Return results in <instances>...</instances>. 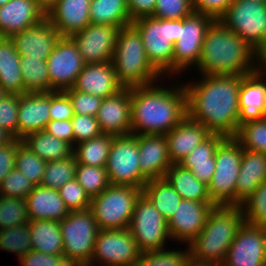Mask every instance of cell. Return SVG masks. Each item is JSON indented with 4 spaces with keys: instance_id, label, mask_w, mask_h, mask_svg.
Returning <instances> with one entry per match:
<instances>
[{
    "instance_id": "obj_48",
    "label": "cell",
    "mask_w": 266,
    "mask_h": 266,
    "mask_svg": "<svg viewBox=\"0 0 266 266\" xmlns=\"http://www.w3.org/2000/svg\"><path fill=\"white\" fill-rule=\"evenodd\" d=\"M58 191L69 211L90 209L91 198L76 179L68 181Z\"/></svg>"
},
{
    "instance_id": "obj_59",
    "label": "cell",
    "mask_w": 266,
    "mask_h": 266,
    "mask_svg": "<svg viewBox=\"0 0 266 266\" xmlns=\"http://www.w3.org/2000/svg\"><path fill=\"white\" fill-rule=\"evenodd\" d=\"M190 171L199 181L208 185L215 172V159H211V163L193 164Z\"/></svg>"
},
{
    "instance_id": "obj_16",
    "label": "cell",
    "mask_w": 266,
    "mask_h": 266,
    "mask_svg": "<svg viewBox=\"0 0 266 266\" xmlns=\"http://www.w3.org/2000/svg\"><path fill=\"white\" fill-rule=\"evenodd\" d=\"M120 28L103 24H89L70 38L77 45L85 64L112 61Z\"/></svg>"
},
{
    "instance_id": "obj_37",
    "label": "cell",
    "mask_w": 266,
    "mask_h": 266,
    "mask_svg": "<svg viewBox=\"0 0 266 266\" xmlns=\"http://www.w3.org/2000/svg\"><path fill=\"white\" fill-rule=\"evenodd\" d=\"M20 70L26 93L51 91L46 60L20 56Z\"/></svg>"
},
{
    "instance_id": "obj_26",
    "label": "cell",
    "mask_w": 266,
    "mask_h": 266,
    "mask_svg": "<svg viewBox=\"0 0 266 266\" xmlns=\"http://www.w3.org/2000/svg\"><path fill=\"white\" fill-rule=\"evenodd\" d=\"M211 134L204 125L186 115L175 128L165 134L172 164H179L186 155Z\"/></svg>"
},
{
    "instance_id": "obj_47",
    "label": "cell",
    "mask_w": 266,
    "mask_h": 266,
    "mask_svg": "<svg viewBox=\"0 0 266 266\" xmlns=\"http://www.w3.org/2000/svg\"><path fill=\"white\" fill-rule=\"evenodd\" d=\"M35 185L17 168H14L0 184V196L25 199Z\"/></svg>"
},
{
    "instance_id": "obj_54",
    "label": "cell",
    "mask_w": 266,
    "mask_h": 266,
    "mask_svg": "<svg viewBox=\"0 0 266 266\" xmlns=\"http://www.w3.org/2000/svg\"><path fill=\"white\" fill-rule=\"evenodd\" d=\"M19 266H71L64 255H49L35 250L19 259Z\"/></svg>"
},
{
    "instance_id": "obj_31",
    "label": "cell",
    "mask_w": 266,
    "mask_h": 266,
    "mask_svg": "<svg viewBox=\"0 0 266 266\" xmlns=\"http://www.w3.org/2000/svg\"><path fill=\"white\" fill-rule=\"evenodd\" d=\"M28 227L32 250L49 255H63V238L59 221L30 220Z\"/></svg>"
},
{
    "instance_id": "obj_4",
    "label": "cell",
    "mask_w": 266,
    "mask_h": 266,
    "mask_svg": "<svg viewBox=\"0 0 266 266\" xmlns=\"http://www.w3.org/2000/svg\"><path fill=\"white\" fill-rule=\"evenodd\" d=\"M244 222L241 205H215L203 230L187 246L189 256L198 261L221 266L230 244Z\"/></svg>"
},
{
    "instance_id": "obj_22",
    "label": "cell",
    "mask_w": 266,
    "mask_h": 266,
    "mask_svg": "<svg viewBox=\"0 0 266 266\" xmlns=\"http://www.w3.org/2000/svg\"><path fill=\"white\" fill-rule=\"evenodd\" d=\"M91 0H57L46 17L62 37H71L90 24Z\"/></svg>"
},
{
    "instance_id": "obj_33",
    "label": "cell",
    "mask_w": 266,
    "mask_h": 266,
    "mask_svg": "<svg viewBox=\"0 0 266 266\" xmlns=\"http://www.w3.org/2000/svg\"><path fill=\"white\" fill-rule=\"evenodd\" d=\"M22 143L44 161H56L73 155V147L66 141L42 130L27 135Z\"/></svg>"
},
{
    "instance_id": "obj_9",
    "label": "cell",
    "mask_w": 266,
    "mask_h": 266,
    "mask_svg": "<svg viewBox=\"0 0 266 266\" xmlns=\"http://www.w3.org/2000/svg\"><path fill=\"white\" fill-rule=\"evenodd\" d=\"M219 20L266 61V3L233 0Z\"/></svg>"
},
{
    "instance_id": "obj_40",
    "label": "cell",
    "mask_w": 266,
    "mask_h": 266,
    "mask_svg": "<svg viewBox=\"0 0 266 266\" xmlns=\"http://www.w3.org/2000/svg\"><path fill=\"white\" fill-rule=\"evenodd\" d=\"M0 249L13 253L20 259L32 250L28 224L0 230Z\"/></svg>"
},
{
    "instance_id": "obj_65",
    "label": "cell",
    "mask_w": 266,
    "mask_h": 266,
    "mask_svg": "<svg viewBox=\"0 0 266 266\" xmlns=\"http://www.w3.org/2000/svg\"><path fill=\"white\" fill-rule=\"evenodd\" d=\"M256 2H259V3H266V0H254Z\"/></svg>"
},
{
    "instance_id": "obj_52",
    "label": "cell",
    "mask_w": 266,
    "mask_h": 266,
    "mask_svg": "<svg viewBox=\"0 0 266 266\" xmlns=\"http://www.w3.org/2000/svg\"><path fill=\"white\" fill-rule=\"evenodd\" d=\"M71 123L74 135V146L102 134L99 123L94 116L74 114Z\"/></svg>"
},
{
    "instance_id": "obj_20",
    "label": "cell",
    "mask_w": 266,
    "mask_h": 266,
    "mask_svg": "<svg viewBox=\"0 0 266 266\" xmlns=\"http://www.w3.org/2000/svg\"><path fill=\"white\" fill-rule=\"evenodd\" d=\"M61 37L58 30L45 17L33 26L13 34L10 38L20 56L47 60Z\"/></svg>"
},
{
    "instance_id": "obj_55",
    "label": "cell",
    "mask_w": 266,
    "mask_h": 266,
    "mask_svg": "<svg viewBox=\"0 0 266 266\" xmlns=\"http://www.w3.org/2000/svg\"><path fill=\"white\" fill-rule=\"evenodd\" d=\"M194 12L211 16L219 20L233 0H191Z\"/></svg>"
},
{
    "instance_id": "obj_64",
    "label": "cell",
    "mask_w": 266,
    "mask_h": 266,
    "mask_svg": "<svg viewBox=\"0 0 266 266\" xmlns=\"http://www.w3.org/2000/svg\"><path fill=\"white\" fill-rule=\"evenodd\" d=\"M5 95V93L0 89V99Z\"/></svg>"
},
{
    "instance_id": "obj_53",
    "label": "cell",
    "mask_w": 266,
    "mask_h": 266,
    "mask_svg": "<svg viewBox=\"0 0 266 266\" xmlns=\"http://www.w3.org/2000/svg\"><path fill=\"white\" fill-rule=\"evenodd\" d=\"M50 120H71L74 116L69 96L64 91L49 92Z\"/></svg>"
},
{
    "instance_id": "obj_32",
    "label": "cell",
    "mask_w": 266,
    "mask_h": 266,
    "mask_svg": "<svg viewBox=\"0 0 266 266\" xmlns=\"http://www.w3.org/2000/svg\"><path fill=\"white\" fill-rule=\"evenodd\" d=\"M165 179L173 186L182 199L212 202L208 194V186L199 181L189 169L180 164H172Z\"/></svg>"
},
{
    "instance_id": "obj_5",
    "label": "cell",
    "mask_w": 266,
    "mask_h": 266,
    "mask_svg": "<svg viewBox=\"0 0 266 266\" xmlns=\"http://www.w3.org/2000/svg\"><path fill=\"white\" fill-rule=\"evenodd\" d=\"M112 63L123 87L150 85L166 79L148 61L141 35L132 24L120 28Z\"/></svg>"
},
{
    "instance_id": "obj_36",
    "label": "cell",
    "mask_w": 266,
    "mask_h": 266,
    "mask_svg": "<svg viewBox=\"0 0 266 266\" xmlns=\"http://www.w3.org/2000/svg\"><path fill=\"white\" fill-rule=\"evenodd\" d=\"M113 136L101 134L73 147L77 164L106 167Z\"/></svg>"
},
{
    "instance_id": "obj_25",
    "label": "cell",
    "mask_w": 266,
    "mask_h": 266,
    "mask_svg": "<svg viewBox=\"0 0 266 266\" xmlns=\"http://www.w3.org/2000/svg\"><path fill=\"white\" fill-rule=\"evenodd\" d=\"M17 139L37 133L46 128L50 121L49 92L19 95Z\"/></svg>"
},
{
    "instance_id": "obj_44",
    "label": "cell",
    "mask_w": 266,
    "mask_h": 266,
    "mask_svg": "<svg viewBox=\"0 0 266 266\" xmlns=\"http://www.w3.org/2000/svg\"><path fill=\"white\" fill-rule=\"evenodd\" d=\"M29 221L25 199L0 196V230Z\"/></svg>"
},
{
    "instance_id": "obj_12",
    "label": "cell",
    "mask_w": 266,
    "mask_h": 266,
    "mask_svg": "<svg viewBox=\"0 0 266 266\" xmlns=\"http://www.w3.org/2000/svg\"><path fill=\"white\" fill-rule=\"evenodd\" d=\"M106 171L110 185L143 188L148 180L141 174L137 135L113 136Z\"/></svg>"
},
{
    "instance_id": "obj_11",
    "label": "cell",
    "mask_w": 266,
    "mask_h": 266,
    "mask_svg": "<svg viewBox=\"0 0 266 266\" xmlns=\"http://www.w3.org/2000/svg\"><path fill=\"white\" fill-rule=\"evenodd\" d=\"M128 229L141 253L167 248V221L143 193L136 201Z\"/></svg>"
},
{
    "instance_id": "obj_23",
    "label": "cell",
    "mask_w": 266,
    "mask_h": 266,
    "mask_svg": "<svg viewBox=\"0 0 266 266\" xmlns=\"http://www.w3.org/2000/svg\"><path fill=\"white\" fill-rule=\"evenodd\" d=\"M45 17L46 10L37 0H10L0 7V37H11Z\"/></svg>"
},
{
    "instance_id": "obj_57",
    "label": "cell",
    "mask_w": 266,
    "mask_h": 266,
    "mask_svg": "<svg viewBox=\"0 0 266 266\" xmlns=\"http://www.w3.org/2000/svg\"><path fill=\"white\" fill-rule=\"evenodd\" d=\"M44 131L51 136L66 141L74 147V135L71 120H50Z\"/></svg>"
},
{
    "instance_id": "obj_17",
    "label": "cell",
    "mask_w": 266,
    "mask_h": 266,
    "mask_svg": "<svg viewBox=\"0 0 266 266\" xmlns=\"http://www.w3.org/2000/svg\"><path fill=\"white\" fill-rule=\"evenodd\" d=\"M266 259V228L244 222L221 266H259Z\"/></svg>"
},
{
    "instance_id": "obj_62",
    "label": "cell",
    "mask_w": 266,
    "mask_h": 266,
    "mask_svg": "<svg viewBox=\"0 0 266 266\" xmlns=\"http://www.w3.org/2000/svg\"><path fill=\"white\" fill-rule=\"evenodd\" d=\"M57 0H37V2L47 10L50 6H52Z\"/></svg>"
},
{
    "instance_id": "obj_60",
    "label": "cell",
    "mask_w": 266,
    "mask_h": 266,
    "mask_svg": "<svg viewBox=\"0 0 266 266\" xmlns=\"http://www.w3.org/2000/svg\"><path fill=\"white\" fill-rule=\"evenodd\" d=\"M15 138L7 132L5 129L0 127V147L3 145H8L11 143Z\"/></svg>"
},
{
    "instance_id": "obj_56",
    "label": "cell",
    "mask_w": 266,
    "mask_h": 266,
    "mask_svg": "<svg viewBox=\"0 0 266 266\" xmlns=\"http://www.w3.org/2000/svg\"><path fill=\"white\" fill-rule=\"evenodd\" d=\"M22 140L14 139L8 145L0 147V184L3 179L15 168L16 151Z\"/></svg>"
},
{
    "instance_id": "obj_45",
    "label": "cell",
    "mask_w": 266,
    "mask_h": 266,
    "mask_svg": "<svg viewBox=\"0 0 266 266\" xmlns=\"http://www.w3.org/2000/svg\"><path fill=\"white\" fill-rule=\"evenodd\" d=\"M188 257V247L184 250L167 248L141 253L136 266H183Z\"/></svg>"
},
{
    "instance_id": "obj_42",
    "label": "cell",
    "mask_w": 266,
    "mask_h": 266,
    "mask_svg": "<svg viewBox=\"0 0 266 266\" xmlns=\"http://www.w3.org/2000/svg\"><path fill=\"white\" fill-rule=\"evenodd\" d=\"M47 162L21 143L16 151L15 168L35 186L41 184Z\"/></svg>"
},
{
    "instance_id": "obj_14",
    "label": "cell",
    "mask_w": 266,
    "mask_h": 266,
    "mask_svg": "<svg viewBox=\"0 0 266 266\" xmlns=\"http://www.w3.org/2000/svg\"><path fill=\"white\" fill-rule=\"evenodd\" d=\"M140 255L128 228L99 230L88 266H136Z\"/></svg>"
},
{
    "instance_id": "obj_41",
    "label": "cell",
    "mask_w": 266,
    "mask_h": 266,
    "mask_svg": "<svg viewBox=\"0 0 266 266\" xmlns=\"http://www.w3.org/2000/svg\"><path fill=\"white\" fill-rule=\"evenodd\" d=\"M75 179L90 198L97 196L110 185L106 167L77 164Z\"/></svg>"
},
{
    "instance_id": "obj_46",
    "label": "cell",
    "mask_w": 266,
    "mask_h": 266,
    "mask_svg": "<svg viewBox=\"0 0 266 266\" xmlns=\"http://www.w3.org/2000/svg\"><path fill=\"white\" fill-rule=\"evenodd\" d=\"M225 138V136L220 134H211L206 140L186 155L179 164L190 170L193 164L211 163V159H215V151L218 145Z\"/></svg>"
},
{
    "instance_id": "obj_6",
    "label": "cell",
    "mask_w": 266,
    "mask_h": 266,
    "mask_svg": "<svg viewBox=\"0 0 266 266\" xmlns=\"http://www.w3.org/2000/svg\"><path fill=\"white\" fill-rule=\"evenodd\" d=\"M140 33L151 65L168 79L173 75V45L179 39V20L142 17L131 23Z\"/></svg>"
},
{
    "instance_id": "obj_35",
    "label": "cell",
    "mask_w": 266,
    "mask_h": 266,
    "mask_svg": "<svg viewBox=\"0 0 266 266\" xmlns=\"http://www.w3.org/2000/svg\"><path fill=\"white\" fill-rule=\"evenodd\" d=\"M90 23L116 26L131 25L126 0H91Z\"/></svg>"
},
{
    "instance_id": "obj_10",
    "label": "cell",
    "mask_w": 266,
    "mask_h": 266,
    "mask_svg": "<svg viewBox=\"0 0 266 266\" xmlns=\"http://www.w3.org/2000/svg\"><path fill=\"white\" fill-rule=\"evenodd\" d=\"M243 148L234 137H226L215 151V172L208 194L215 205H235V190Z\"/></svg>"
},
{
    "instance_id": "obj_21",
    "label": "cell",
    "mask_w": 266,
    "mask_h": 266,
    "mask_svg": "<svg viewBox=\"0 0 266 266\" xmlns=\"http://www.w3.org/2000/svg\"><path fill=\"white\" fill-rule=\"evenodd\" d=\"M239 110V126L266 116V62L241 79Z\"/></svg>"
},
{
    "instance_id": "obj_66",
    "label": "cell",
    "mask_w": 266,
    "mask_h": 266,
    "mask_svg": "<svg viewBox=\"0 0 266 266\" xmlns=\"http://www.w3.org/2000/svg\"><path fill=\"white\" fill-rule=\"evenodd\" d=\"M259 266H266V259Z\"/></svg>"
},
{
    "instance_id": "obj_27",
    "label": "cell",
    "mask_w": 266,
    "mask_h": 266,
    "mask_svg": "<svg viewBox=\"0 0 266 266\" xmlns=\"http://www.w3.org/2000/svg\"><path fill=\"white\" fill-rule=\"evenodd\" d=\"M74 90L106 98L123 88L118 82L112 61L85 64L72 87Z\"/></svg>"
},
{
    "instance_id": "obj_61",
    "label": "cell",
    "mask_w": 266,
    "mask_h": 266,
    "mask_svg": "<svg viewBox=\"0 0 266 266\" xmlns=\"http://www.w3.org/2000/svg\"><path fill=\"white\" fill-rule=\"evenodd\" d=\"M183 266H214V265L209 262L195 260L189 256Z\"/></svg>"
},
{
    "instance_id": "obj_24",
    "label": "cell",
    "mask_w": 266,
    "mask_h": 266,
    "mask_svg": "<svg viewBox=\"0 0 266 266\" xmlns=\"http://www.w3.org/2000/svg\"><path fill=\"white\" fill-rule=\"evenodd\" d=\"M141 174L147 179L165 178L172 162L165 135H137Z\"/></svg>"
},
{
    "instance_id": "obj_43",
    "label": "cell",
    "mask_w": 266,
    "mask_h": 266,
    "mask_svg": "<svg viewBox=\"0 0 266 266\" xmlns=\"http://www.w3.org/2000/svg\"><path fill=\"white\" fill-rule=\"evenodd\" d=\"M245 223L266 226V179L241 204Z\"/></svg>"
},
{
    "instance_id": "obj_34",
    "label": "cell",
    "mask_w": 266,
    "mask_h": 266,
    "mask_svg": "<svg viewBox=\"0 0 266 266\" xmlns=\"http://www.w3.org/2000/svg\"><path fill=\"white\" fill-rule=\"evenodd\" d=\"M142 193L163 215L166 221L173 216L182 200L181 196L165 178L148 180L142 188Z\"/></svg>"
},
{
    "instance_id": "obj_1",
    "label": "cell",
    "mask_w": 266,
    "mask_h": 266,
    "mask_svg": "<svg viewBox=\"0 0 266 266\" xmlns=\"http://www.w3.org/2000/svg\"><path fill=\"white\" fill-rule=\"evenodd\" d=\"M193 83L183 82L187 94V115L212 134L235 137L239 125L240 75H199Z\"/></svg>"
},
{
    "instance_id": "obj_2",
    "label": "cell",
    "mask_w": 266,
    "mask_h": 266,
    "mask_svg": "<svg viewBox=\"0 0 266 266\" xmlns=\"http://www.w3.org/2000/svg\"><path fill=\"white\" fill-rule=\"evenodd\" d=\"M161 82L131 87V129L133 135H165L187 115V94L183 83L164 87Z\"/></svg>"
},
{
    "instance_id": "obj_19",
    "label": "cell",
    "mask_w": 266,
    "mask_h": 266,
    "mask_svg": "<svg viewBox=\"0 0 266 266\" xmlns=\"http://www.w3.org/2000/svg\"><path fill=\"white\" fill-rule=\"evenodd\" d=\"M96 119L102 134L114 137L131 135V87L102 100Z\"/></svg>"
},
{
    "instance_id": "obj_63",
    "label": "cell",
    "mask_w": 266,
    "mask_h": 266,
    "mask_svg": "<svg viewBox=\"0 0 266 266\" xmlns=\"http://www.w3.org/2000/svg\"><path fill=\"white\" fill-rule=\"evenodd\" d=\"M10 0H0V7L4 6L6 3H8Z\"/></svg>"
},
{
    "instance_id": "obj_50",
    "label": "cell",
    "mask_w": 266,
    "mask_h": 266,
    "mask_svg": "<svg viewBox=\"0 0 266 266\" xmlns=\"http://www.w3.org/2000/svg\"><path fill=\"white\" fill-rule=\"evenodd\" d=\"M19 95L5 94L0 99V127L17 139Z\"/></svg>"
},
{
    "instance_id": "obj_30",
    "label": "cell",
    "mask_w": 266,
    "mask_h": 266,
    "mask_svg": "<svg viewBox=\"0 0 266 266\" xmlns=\"http://www.w3.org/2000/svg\"><path fill=\"white\" fill-rule=\"evenodd\" d=\"M0 89L5 94H25L20 55L10 37H0Z\"/></svg>"
},
{
    "instance_id": "obj_15",
    "label": "cell",
    "mask_w": 266,
    "mask_h": 266,
    "mask_svg": "<svg viewBox=\"0 0 266 266\" xmlns=\"http://www.w3.org/2000/svg\"><path fill=\"white\" fill-rule=\"evenodd\" d=\"M46 63L51 91L72 88L85 65L77 45L70 37L59 39Z\"/></svg>"
},
{
    "instance_id": "obj_38",
    "label": "cell",
    "mask_w": 266,
    "mask_h": 266,
    "mask_svg": "<svg viewBox=\"0 0 266 266\" xmlns=\"http://www.w3.org/2000/svg\"><path fill=\"white\" fill-rule=\"evenodd\" d=\"M77 162L75 156L56 161H48L41 186L59 190L65 183L75 179Z\"/></svg>"
},
{
    "instance_id": "obj_13",
    "label": "cell",
    "mask_w": 266,
    "mask_h": 266,
    "mask_svg": "<svg viewBox=\"0 0 266 266\" xmlns=\"http://www.w3.org/2000/svg\"><path fill=\"white\" fill-rule=\"evenodd\" d=\"M213 21L211 16L197 12L179 20V39L173 45L174 77L198 65L206 31Z\"/></svg>"
},
{
    "instance_id": "obj_8",
    "label": "cell",
    "mask_w": 266,
    "mask_h": 266,
    "mask_svg": "<svg viewBox=\"0 0 266 266\" xmlns=\"http://www.w3.org/2000/svg\"><path fill=\"white\" fill-rule=\"evenodd\" d=\"M63 255L71 266H88L99 227L92 211H69L60 221Z\"/></svg>"
},
{
    "instance_id": "obj_39",
    "label": "cell",
    "mask_w": 266,
    "mask_h": 266,
    "mask_svg": "<svg viewBox=\"0 0 266 266\" xmlns=\"http://www.w3.org/2000/svg\"><path fill=\"white\" fill-rule=\"evenodd\" d=\"M234 138L245 150L266 153V116L240 125Z\"/></svg>"
},
{
    "instance_id": "obj_51",
    "label": "cell",
    "mask_w": 266,
    "mask_h": 266,
    "mask_svg": "<svg viewBox=\"0 0 266 266\" xmlns=\"http://www.w3.org/2000/svg\"><path fill=\"white\" fill-rule=\"evenodd\" d=\"M71 100L74 114L96 117L103 98L69 88L64 90Z\"/></svg>"
},
{
    "instance_id": "obj_18",
    "label": "cell",
    "mask_w": 266,
    "mask_h": 266,
    "mask_svg": "<svg viewBox=\"0 0 266 266\" xmlns=\"http://www.w3.org/2000/svg\"><path fill=\"white\" fill-rule=\"evenodd\" d=\"M213 202H199L182 199L173 216L167 221L171 241L189 245L203 230Z\"/></svg>"
},
{
    "instance_id": "obj_49",
    "label": "cell",
    "mask_w": 266,
    "mask_h": 266,
    "mask_svg": "<svg viewBox=\"0 0 266 266\" xmlns=\"http://www.w3.org/2000/svg\"><path fill=\"white\" fill-rule=\"evenodd\" d=\"M193 12L191 0H156L152 17L162 20H181Z\"/></svg>"
},
{
    "instance_id": "obj_29",
    "label": "cell",
    "mask_w": 266,
    "mask_h": 266,
    "mask_svg": "<svg viewBox=\"0 0 266 266\" xmlns=\"http://www.w3.org/2000/svg\"><path fill=\"white\" fill-rule=\"evenodd\" d=\"M29 220L61 221L69 210L60 198L59 191L37 185L25 198Z\"/></svg>"
},
{
    "instance_id": "obj_7",
    "label": "cell",
    "mask_w": 266,
    "mask_h": 266,
    "mask_svg": "<svg viewBox=\"0 0 266 266\" xmlns=\"http://www.w3.org/2000/svg\"><path fill=\"white\" fill-rule=\"evenodd\" d=\"M142 188L109 185L91 198L90 210L100 230L128 228Z\"/></svg>"
},
{
    "instance_id": "obj_3",
    "label": "cell",
    "mask_w": 266,
    "mask_h": 266,
    "mask_svg": "<svg viewBox=\"0 0 266 266\" xmlns=\"http://www.w3.org/2000/svg\"><path fill=\"white\" fill-rule=\"evenodd\" d=\"M265 62L240 36L220 20H214L206 31L195 70L200 75L244 76Z\"/></svg>"
},
{
    "instance_id": "obj_58",
    "label": "cell",
    "mask_w": 266,
    "mask_h": 266,
    "mask_svg": "<svg viewBox=\"0 0 266 266\" xmlns=\"http://www.w3.org/2000/svg\"><path fill=\"white\" fill-rule=\"evenodd\" d=\"M131 21L151 17L156 8V0H126Z\"/></svg>"
},
{
    "instance_id": "obj_28",
    "label": "cell",
    "mask_w": 266,
    "mask_h": 266,
    "mask_svg": "<svg viewBox=\"0 0 266 266\" xmlns=\"http://www.w3.org/2000/svg\"><path fill=\"white\" fill-rule=\"evenodd\" d=\"M266 179V153L243 149L235 190V205H241Z\"/></svg>"
}]
</instances>
